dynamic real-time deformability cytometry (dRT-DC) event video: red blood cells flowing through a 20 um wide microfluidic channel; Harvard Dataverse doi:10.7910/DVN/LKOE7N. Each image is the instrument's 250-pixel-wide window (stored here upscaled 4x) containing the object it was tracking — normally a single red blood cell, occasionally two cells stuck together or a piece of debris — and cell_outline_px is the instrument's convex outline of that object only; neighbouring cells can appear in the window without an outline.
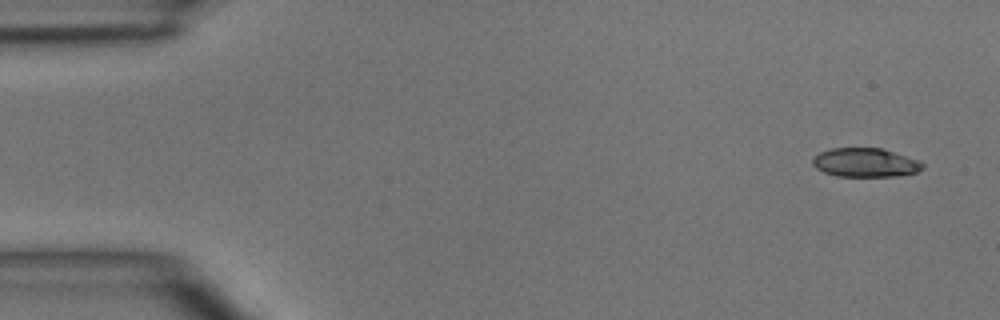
{"species": "common noctule bat (a hibernating species)", "species_latin": "Nyctalus noctula", "temperature_condition": "room temperature", "stored_images_in_passage": 3, "camera_frame_rate_fps": 3000, "um_per_image_px": 0.085, "animal": {"sex": "male", "body_mass_g": 15.6}, "frame": {"image": 1, "passage_image": 1, "time_ms": 0.0, "image_size_px": [1000, 320], "cell_outline_px": [[924, 168], [916, 172], [896, 176], [836, 176], [824, 172], [816, 168], [812, 164], [812, 160], [820, 152], [832, 148], [880, 148], [920, 160], [924, 164]], "centroid_in_image_um": [73.56, 13.82], "position_along_channel_um": 11.4, "area_um2": 18.44}}
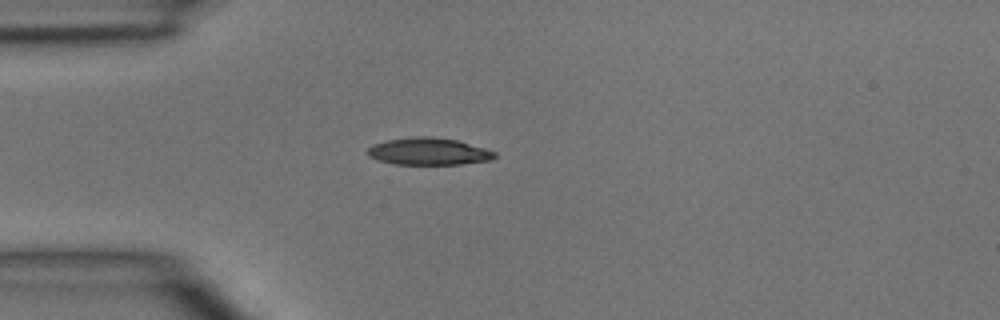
{"frame": {"image": 2, "passage_image": 3, "time_ms": 3.333, "image_size_px": [1000, 320], "cell_outline_px": [[496, 156], [492, 160], [460, 164], [396, 164], [376, 160], [368, 156], [364, 152], [372, 144], [384, 140], [412, 136], [432, 136], [456, 140], [484, 148], [496, 152]], "centroid_in_image_um": [36.36, 12.86], "position_along_channel_um": 48.6, "area_um2": 20.35}}